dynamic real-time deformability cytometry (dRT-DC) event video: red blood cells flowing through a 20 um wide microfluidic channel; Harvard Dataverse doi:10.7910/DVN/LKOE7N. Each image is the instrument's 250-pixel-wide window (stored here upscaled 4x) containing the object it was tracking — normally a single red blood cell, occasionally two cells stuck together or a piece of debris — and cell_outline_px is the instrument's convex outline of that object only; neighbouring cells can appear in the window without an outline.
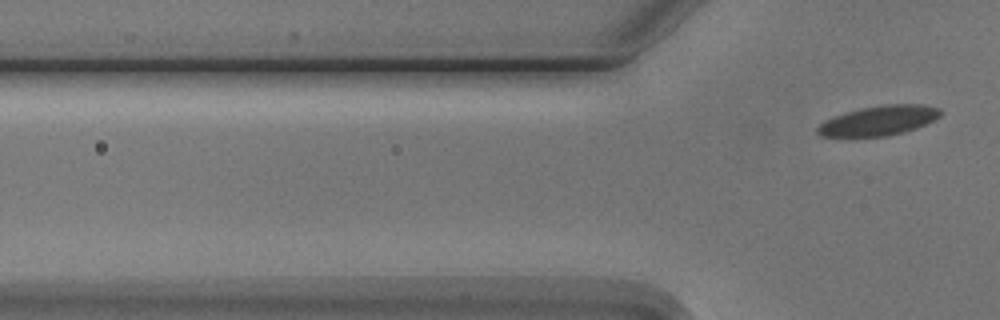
{"species": "Egyptian fruit bat (a non-hibernating species)", "species_latin": "Rousettus aegyptiacus", "temperature_condition": "cold", "stored_images_in_passage": 6, "segment_of_instrument_passage": [2, 2], "camera_frame_rate_fps": 3000, "um_per_image_px": 0.085, "animal": {"sex": "male"}, "frame": {"image": 1, "passage_image": 6, "time_ms": 6.0, "image_size_px": [1000, 320], "cell_outline_px": [[940, 116], [916, 128], [904, 132], [884, 136], [848, 140], [820, 136], [816, 132], [816, 128], [824, 120], [832, 116], [844, 112], [860, 108], [884, 104], [920, 104], [940, 108]], "centroid_in_image_um": [74.55, 10.3], "position_along_channel_um": 51.2, "area_um2": 22.14}}